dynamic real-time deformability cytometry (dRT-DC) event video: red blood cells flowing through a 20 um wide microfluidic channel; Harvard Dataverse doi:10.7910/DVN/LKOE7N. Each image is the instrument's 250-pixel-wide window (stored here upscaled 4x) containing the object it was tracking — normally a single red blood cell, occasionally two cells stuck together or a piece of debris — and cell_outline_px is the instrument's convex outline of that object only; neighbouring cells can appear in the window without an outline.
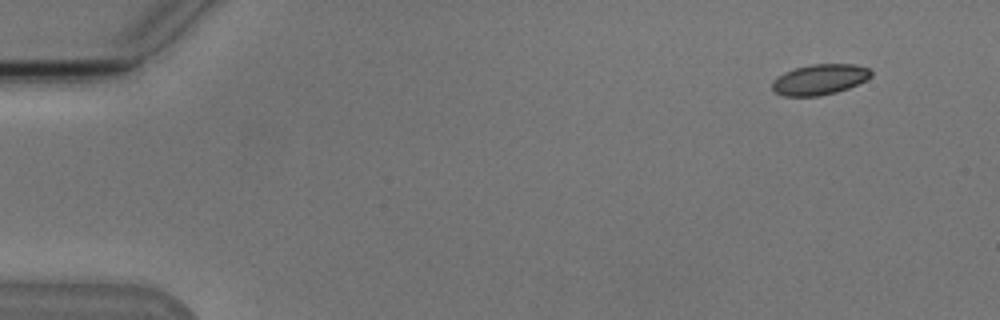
{"species": "Egyptian fruit bat (a non-hibernating species)", "species_latin": "Rousettus aegyptiacus", "temperature_condition": "cold", "stored_images_in_passage": 6, "camera_frame_rate_fps": 3000, "um_per_image_px": 0.085, "animal": {"sex": "male"}, "frame": {"image": 1, "passage_image": 1, "time_ms": 0.0, "image_size_px": [1000, 320], "cell_outline_px": [[872, 76], [848, 88], [836, 92], [820, 96], [784, 96], [776, 92], [772, 88], [772, 80], [776, 76], [784, 72], [796, 68], [812, 64], [856, 64], [868, 68], [872, 72]], "centroid_in_image_um": [69.65, 6.75], "position_along_channel_um": 15.4, "area_um2": 17.57}}